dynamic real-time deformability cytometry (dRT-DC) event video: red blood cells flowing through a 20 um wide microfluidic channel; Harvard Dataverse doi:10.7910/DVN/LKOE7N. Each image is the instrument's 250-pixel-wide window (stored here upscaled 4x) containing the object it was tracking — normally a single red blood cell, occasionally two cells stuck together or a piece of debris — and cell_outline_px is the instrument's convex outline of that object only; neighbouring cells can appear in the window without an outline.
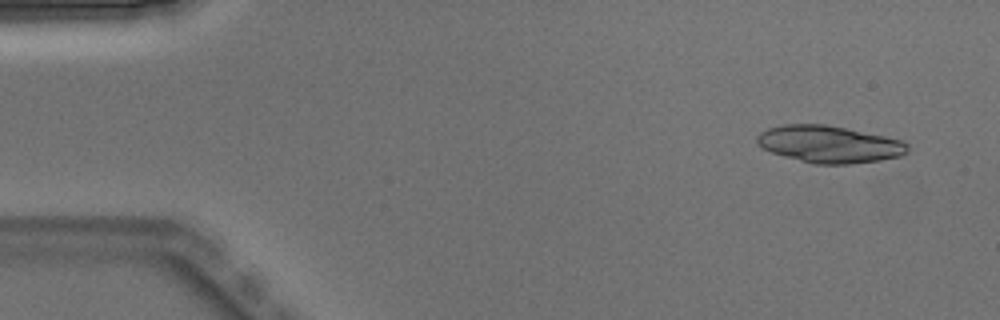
{"species": "Egyptian fruit bat (a non-hibernating species)", "species_latin": "Rousettus aegyptiacus", "temperature_condition": "warm", "stored_images_in_passage": 3, "camera_frame_rate_fps": 3000, "um_per_image_px": 0.085, "animal": {"sex": "male"}, "frame": {"image": 1, "passage_image": 1, "time_ms": 0.0, "image_size_px": [1000, 320], "cell_outline_px": [[908, 152], [900, 156], [880, 160], [848, 164], [816, 164], [784, 156], [772, 152], [764, 148], [756, 140], [756, 136], [760, 132], [768, 128], [784, 124], [824, 124], [884, 136], [900, 140], [908, 144]], "centroid_in_image_um": [70.48, 12.26], "position_along_channel_um": 14.5, "area_um2": 32.14}}
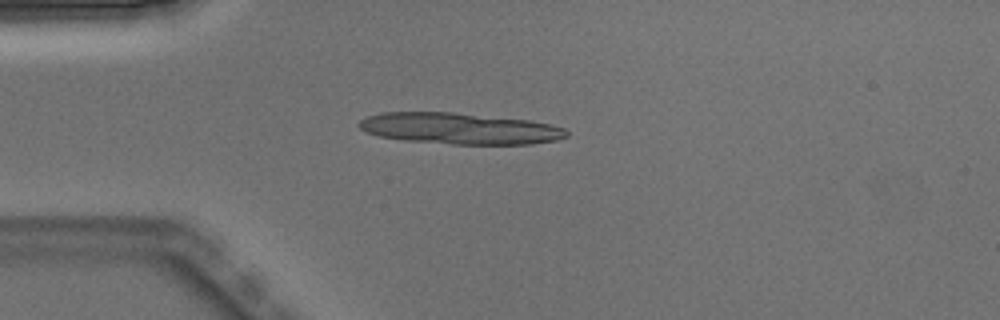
{"frame": {"image": 2, "passage_image": 3, "time_ms": 0.667, "image_size_px": [1000, 320], "cell_outline_px": [[568, 136], [556, 140], [532, 144], [452, 144], [404, 140], [380, 136], [364, 132], [356, 124], [360, 120], [368, 116], [380, 112], [452, 112], [528, 120], [552, 124], [564, 128], [568, 132]], "centroid_in_image_um": [39.05, 10.92], "position_along_channel_um": 45.9, "area_um2": 37.86}}